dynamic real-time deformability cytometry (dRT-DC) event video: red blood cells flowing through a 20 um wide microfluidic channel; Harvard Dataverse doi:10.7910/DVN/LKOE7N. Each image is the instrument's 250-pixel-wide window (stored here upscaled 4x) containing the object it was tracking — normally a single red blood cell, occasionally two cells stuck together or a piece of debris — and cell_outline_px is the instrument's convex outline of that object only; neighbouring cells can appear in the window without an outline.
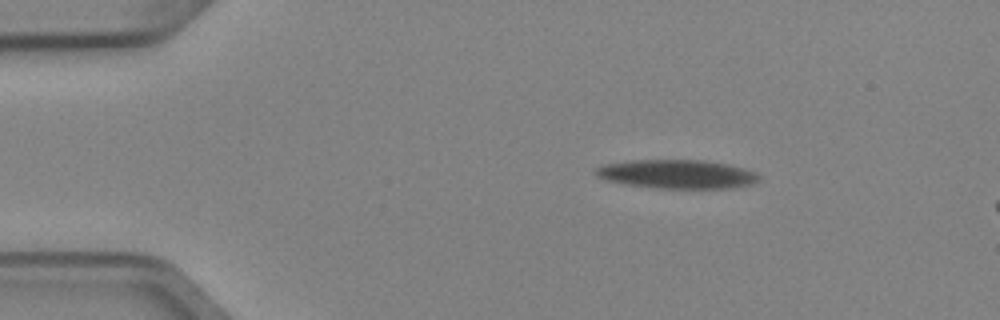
{"species": "Egyptian fruit bat (a non-hibernating species)", "species_latin": "Rousettus aegyptiacus", "temperature_condition": "cold", "stored_images_in_passage": 2, "camera_frame_rate_fps": 3000, "um_per_image_px": 0.085, "animal": {"sex": "female"}, "frame": {"image": 1, "passage_image": 1, "time_ms": 0.0, "image_size_px": [1000, 320], "cell_outline_px": [[760, 180], [752, 184], [732, 188], [660, 188], [628, 184], [608, 180], [596, 176], [592, 168], [604, 164], [628, 160], [704, 160], [728, 164], [744, 168], [756, 172], [760, 176]], "centroid_in_image_um": [57.56, 14.79], "position_along_channel_um": 27.4, "area_um2": 27.51}}